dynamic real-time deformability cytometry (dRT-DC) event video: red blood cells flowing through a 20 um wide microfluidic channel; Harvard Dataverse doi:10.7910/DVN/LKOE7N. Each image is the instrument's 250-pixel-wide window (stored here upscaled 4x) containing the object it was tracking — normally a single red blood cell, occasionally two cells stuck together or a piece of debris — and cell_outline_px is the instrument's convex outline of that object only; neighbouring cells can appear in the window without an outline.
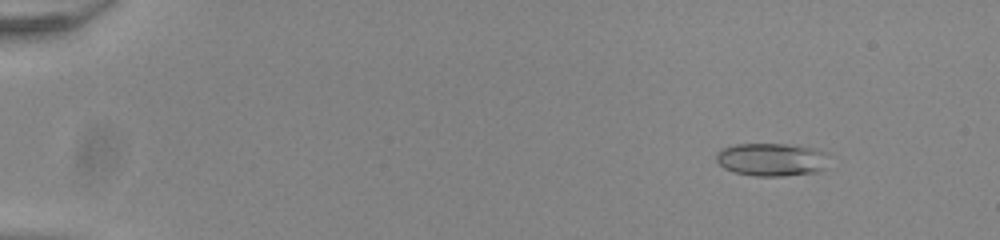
{"species": "common noctule bat (a hibernating species)", "species_latin": "Nyctalus noctula", "temperature_condition": "room temperature", "stored_images_in_passage": 54, "camera_frame_rate_fps": 3000, "um_per_image_px": 0.085, "animal": {"sex": "male", "body_mass_g": 20.0, "forearm_length_mm": 53.3}, "frame": {"image": 1, "passage_image": 7, "time_ms": 2.0, "image_size_px": [1000, 240], "cell_outline_px": [[828, 152], [824, 168], [820, 172], [784, 176], [756, 176], [736, 172], [724, 168], [716, 160], [716, 152], [724, 148], [736, 144], [788, 144], [812, 148]], "centroid_in_image_um": [65.6, 13.56], "position_along_channel_um": 19.4, "area_um2": 21.68}}
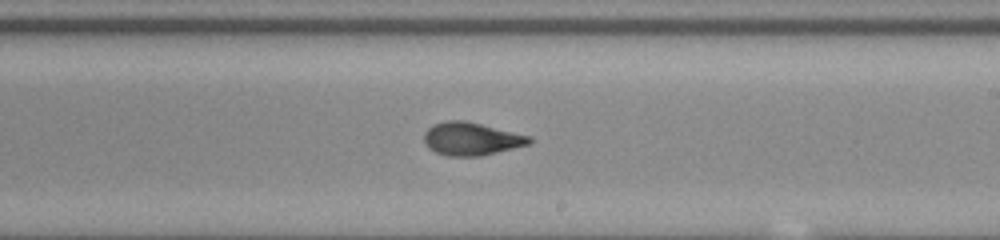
{"frame": {"image": 2, "passage_image": 34, "time_ms": 11.0, "image_size_px": [1000, 240], "cell_outline_px": [[532, 140], [528, 144], [480, 156], [448, 156], [436, 152], [428, 148], [424, 140], [424, 132], [432, 124], [444, 120], [464, 120], [532, 136]], "centroid_in_image_um": [40.03, 11.79], "position_along_channel_um": 249.0, "area_um2": 20.17}}
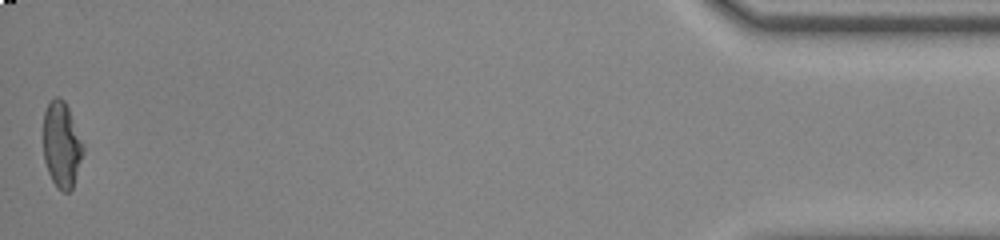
{"frame": {"image": 3, "passage_image": 54, "time_ms": 17.667, "image_size_px": [1000, 240], "cell_outline_px": [[84, 152], [72, 188], [68, 192], [64, 192], [56, 188], [48, 172], [44, 160], [44, 112], [48, 104], [56, 96], [60, 96], [64, 100], [68, 108], [84, 144]], "centroid_in_image_um": [5.25, 12.31], "position_along_channel_um": 430.0, "area_um2": 19.88}, "authors_computed_cell_mechanics": {"area_um2": 20.1722, "velocity_mm_per_s": 3.9426, "shape_relaxation_time_tau1_ms": 5.8946, "shape_relaxation_time_tau2_ms": 1.1397, "deformation_change_tau1": 0.1935, "deformation_change_tau2": 0.0702}}